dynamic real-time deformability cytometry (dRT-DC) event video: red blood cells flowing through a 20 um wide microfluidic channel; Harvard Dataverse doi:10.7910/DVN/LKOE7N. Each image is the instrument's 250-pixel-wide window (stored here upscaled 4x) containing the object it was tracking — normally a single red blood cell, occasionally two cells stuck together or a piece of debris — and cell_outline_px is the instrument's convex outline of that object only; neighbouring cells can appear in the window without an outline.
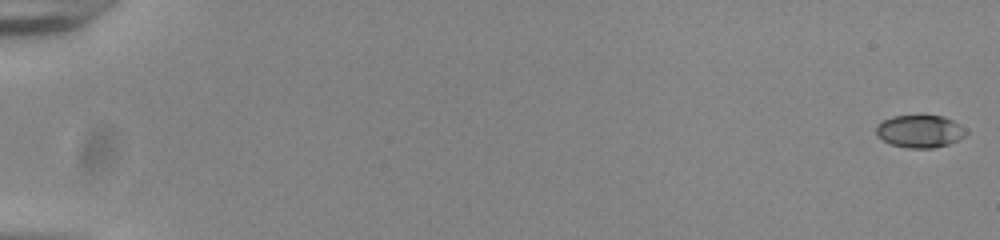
{"species": "common noctule bat (a hibernating species)", "species_latin": "Nyctalus noctula", "temperature_condition": "room temperature", "stored_images_in_passage": 16, "camera_frame_rate_fps": 3000, "um_per_image_px": 0.085, "animal": {"sex": "male", "body_mass_g": 20.0, "forearm_length_mm": 53.3}, "frame": {"image": 1, "passage_image": 1, "time_ms": 0.0, "image_size_px": [1000, 240], "cell_outline_px": [[968, 132], [960, 140], [948, 144], [932, 148], [908, 148], [892, 144], [884, 140], [876, 132], [876, 124], [892, 116], [944, 116], [960, 124]], "centroid_in_image_um": [78.22, 11.16], "position_along_channel_um": 6.8, "area_um2": 16.94}}
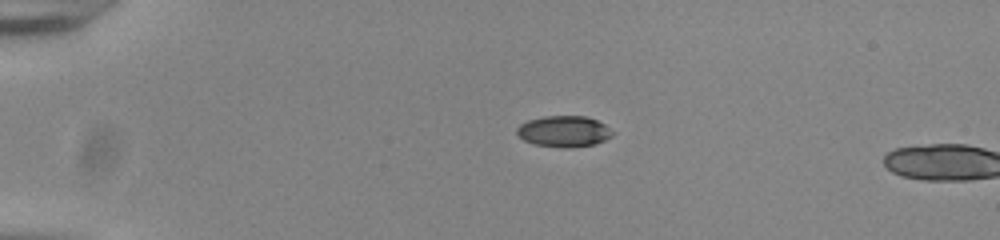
{"frame": {"image": 2, "passage_image": 14, "time_ms": 4.333, "image_size_px": [1000, 240], "cell_outline_px": [[616, 132], [612, 136], [596, 144], [572, 148], [560, 148], [532, 144], [524, 140], [516, 132], [516, 128], [520, 124], [528, 120], [544, 116], [584, 116], [596, 120], [604, 124]], "centroid_in_image_um": [47.94, 11.18], "position_along_channel_um": 37.1, "area_um2": 17.57}}